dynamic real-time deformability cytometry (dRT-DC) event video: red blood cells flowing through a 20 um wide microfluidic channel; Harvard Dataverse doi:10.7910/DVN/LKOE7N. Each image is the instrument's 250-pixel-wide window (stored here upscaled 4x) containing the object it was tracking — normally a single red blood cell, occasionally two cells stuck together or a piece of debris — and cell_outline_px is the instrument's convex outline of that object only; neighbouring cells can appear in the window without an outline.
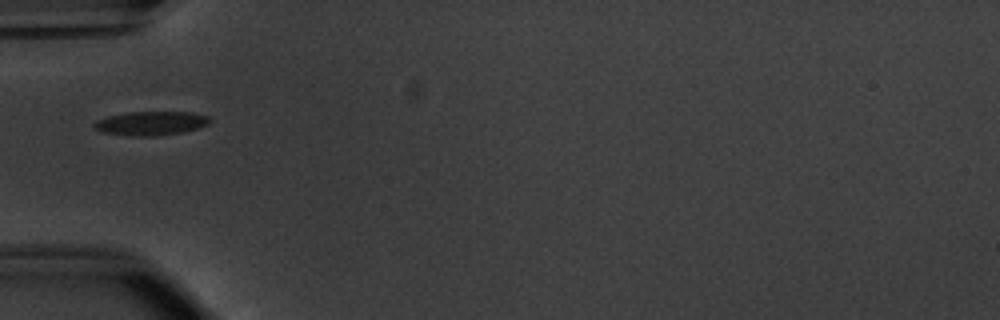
{"species": "common noctule bat (a hibernating species)", "species_latin": "Nyctalus noctula", "temperature_condition": "warm", "stored_images_in_passage": 36, "camera_frame_rate_fps": 3000, "um_per_image_px": 0.085, "animal": {"sex": "male", "body_mass_g": 20.1, "forearm_length_mm": 53.5}, "frame": {"image": 1, "passage_image": 1, "time_ms": 0.0, "image_size_px": [1000, 320], "cell_outline_px": [[212, 120], [208, 124], [196, 128], [180, 132], [156, 136], [132, 136], [100, 132], [92, 124], [96, 120], [108, 116], [128, 112], [192, 112], [208, 116]], "centroid_in_image_um": [12.8, 10.47], "position_along_channel_um": 72.2, "area_um2": 16.07}}
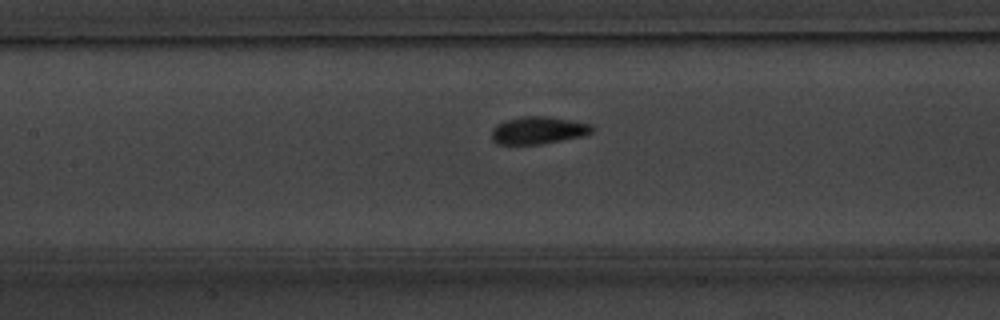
{"frame": {"image": 2, "passage_image": 8, "time_ms": 2.333, "image_size_px": [1000, 320], "cell_outline_px": [[592, 132], [580, 136], [544, 144], [496, 144], [492, 140], [492, 128], [496, 124], [504, 120], [524, 116], [544, 116], [592, 124]], "centroid_in_image_um": [45.69, 11.08], "position_along_channel_um": 161.7, "area_um2": 15.95}}
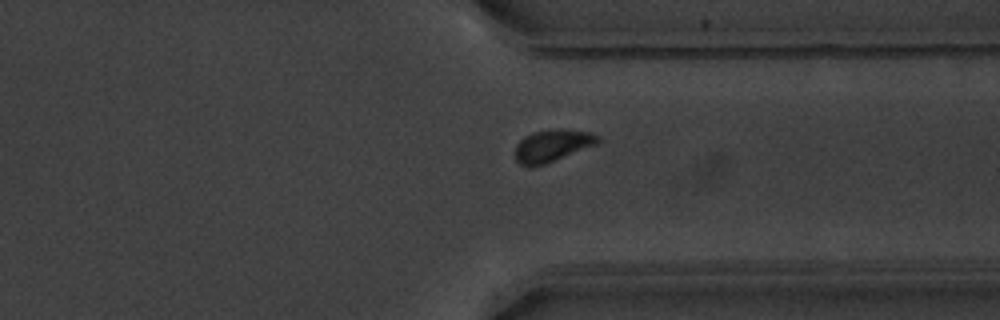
{"frame": {"image": 3, "passage_image": 24, "time_ms": 7.667, "image_size_px": [1000, 320], "cell_outline_px": [[600, 140], [596, 144], [544, 164], [520, 164], [516, 160], [516, 144], [524, 136], [532, 132], [560, 128], [588, 132], [600, 136]], "centroid_in_image_um": [46.95, 12.33], "position_along_channel_um": 364.4, "area_um2": 15.03}, "authors_computed_cell_mechanics": {"area_um2": 15.2014, "velocity_mm_per_s": 3.8069, "shape_relaxation_time_tau1_ms": 1.644, "shape_relaxation_time_tau2_ms": 0.6756, "deformation_change_tau1": 0.157, "deformation_change_tau2": 0.0642}}